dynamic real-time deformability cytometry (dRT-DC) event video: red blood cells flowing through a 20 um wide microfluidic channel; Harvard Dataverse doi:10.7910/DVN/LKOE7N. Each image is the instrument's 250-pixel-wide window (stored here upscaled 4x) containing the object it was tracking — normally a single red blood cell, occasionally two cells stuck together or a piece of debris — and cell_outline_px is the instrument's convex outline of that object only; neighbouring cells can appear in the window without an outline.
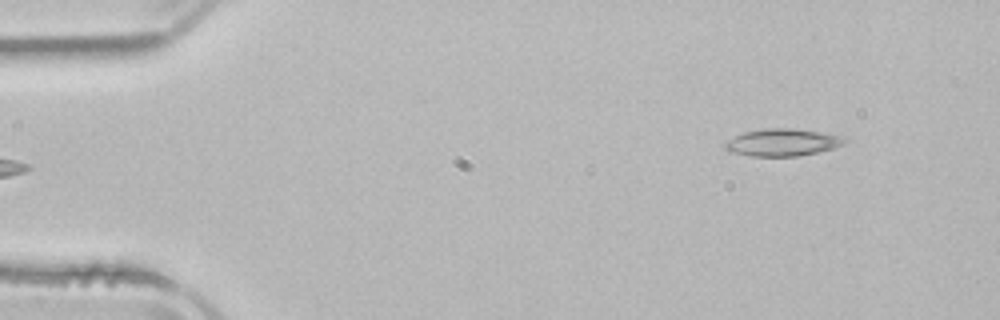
{"species": "common noctule bat (a hibernating species)", "species_latin": "Nyctalus noctula", "temperature_condition": "room temperature", "stored_images_in_passage": 5, "camera_frame_rate_fps": 3000, "um_per_image_px": 0.085, "animal": {"sex": "male", "body_mass_g": 21.5, "forearm_length_mm": 52.0}, "frame": {"image": 1, "passage_image": 5, "time_ms": 5.667, "image_size_px": [1000, 320], "cell_outline_px": [[848, 140], [844, 144], [832, 148], [816, 152], [796, 156], [752, 156], [728, 152], [724, 148], [724, 144], [728, 140], [744, 132], [764, 128], [796, 128], [844, 136]], "centroid_in_image_um": [66.5, 12.1], "position_along_channel_um": 18.5, "area_um2": 19.02}}